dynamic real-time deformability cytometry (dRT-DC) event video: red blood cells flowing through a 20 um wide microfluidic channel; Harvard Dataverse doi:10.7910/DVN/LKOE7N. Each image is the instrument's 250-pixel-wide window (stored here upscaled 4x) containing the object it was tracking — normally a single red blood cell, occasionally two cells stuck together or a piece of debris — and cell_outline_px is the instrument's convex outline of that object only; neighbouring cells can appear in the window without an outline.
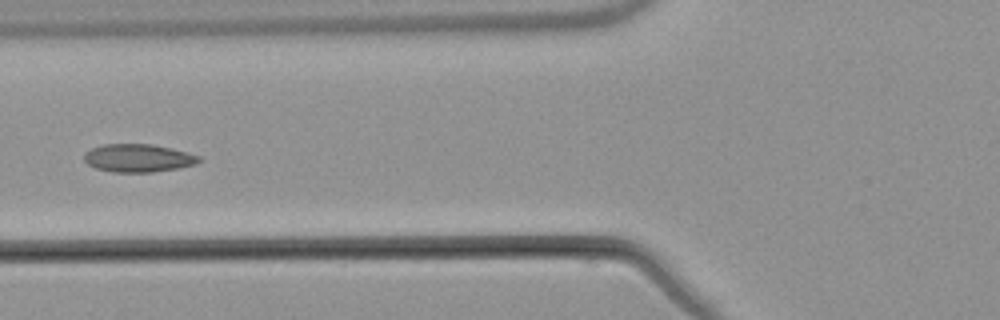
{"species": "common noctule bat (a hibernating species)", "species_latin": "Nyctalus noctula", "temperature_condition": "warm", "stored_images_in_passage": 6, "camera_frame_rate_fps": 3000, "um_per_image_px": 0.085, "animal": {"sex": "male", "body_mass_g": 21.5, "forearm_length_mm": 52.0}, "frame": {"image": 1, "passage_image": 5, "time_ms": 5.0, "image_size_px": [1000, 320], "cell_outline_px": [[200, 160], [196, 164], [176, 168], [152, 172], [112, 172], [96, 168], [88, 164], [84, 160], [84, 152], [92, 148], [104, 144], [152, 144], [172, 148], [200, 156]], "centroid_in_image_um": [11.72, 13.43], "position_along_channel_um": 114.1, "area_um2": 18.67}}
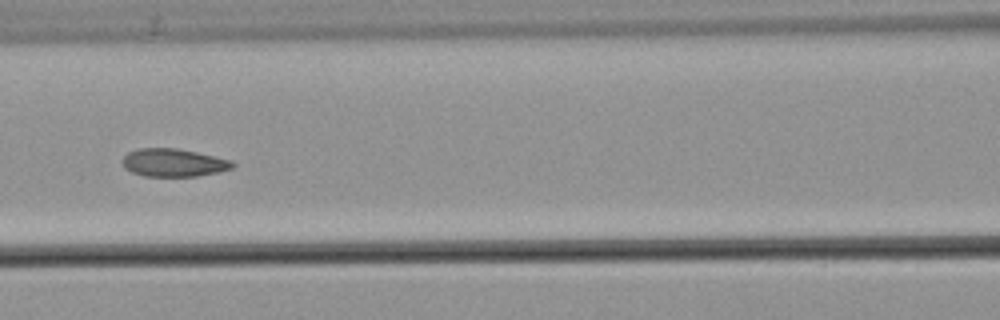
{"frame": {"image": 2, "passage_image": 6, "time_ms": 6.0, "image_size_px": [1000, 320], "cell_outline_px": [[236, 164], [232, 168], [216, 172], [196, 176], [144, 176], [132, 172], [124, 168], [124, 156], [128, 152], [140, 148], [176, 148], [196, 152], [232, 160]], "centroid_in_image_um": [14.76, 13.82], "position_along_channel_um": 151.8, "area_um2": 17.74}}